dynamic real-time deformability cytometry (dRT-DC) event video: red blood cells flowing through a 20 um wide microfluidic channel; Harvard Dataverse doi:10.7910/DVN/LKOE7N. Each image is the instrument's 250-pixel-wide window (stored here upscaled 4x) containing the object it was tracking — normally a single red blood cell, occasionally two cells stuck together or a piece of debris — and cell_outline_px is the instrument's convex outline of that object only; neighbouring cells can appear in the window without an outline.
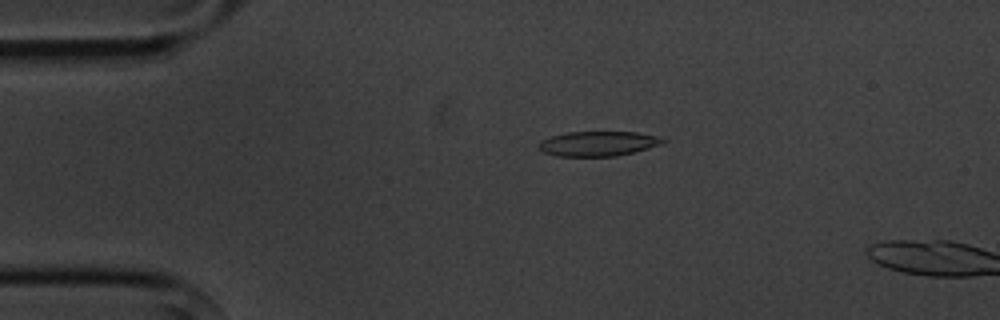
{"species": "common noctule bat (a hibernating species)", "species_latin": "Nyctalus noctula", "temperature_condition": "cold", "stored_images_in_passage": 5, "camera_frame_rate_fps": 3000, "um_per_image_px": 0.085, "animal": {"sex": "male", "body_mass_g": 20.1, "forearm_length_mm": 53.5}, "frame": {"image": 1, "passage_image": 4, "time_ms": 3.333, "image_size_px": [1000, 320], "cell_outline_px": [[668, 140], [664, 144], [616, 156], [556, 156], [544, 152], [536, 144], [540, 140], [552, 136], [568, 132], [636, 132], [664, 136]], "centroid_in_image_um": [50.9, 12.2], "position_along_channel_um": 34.1, "area_um2": 18.15}}